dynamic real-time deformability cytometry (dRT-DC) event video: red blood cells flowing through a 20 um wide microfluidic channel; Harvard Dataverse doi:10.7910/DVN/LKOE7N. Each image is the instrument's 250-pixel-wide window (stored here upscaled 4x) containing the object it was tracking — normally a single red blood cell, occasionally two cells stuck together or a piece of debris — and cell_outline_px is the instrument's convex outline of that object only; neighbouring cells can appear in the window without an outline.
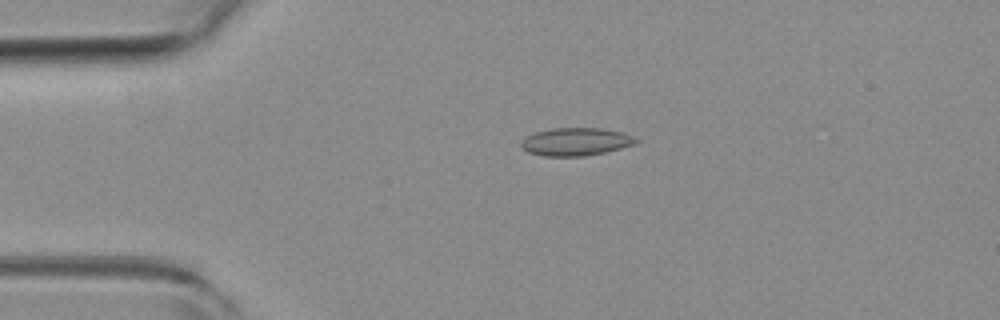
{"species": "common noctule bat (a hibernating species)", "species_latin": "Nyctalus noctula", "temperature_condition": "room temperature", "stored_images_in_passage": 5, "camera_frame_rate_fps": 3000, "um_per_image_px": 0.085, "animal": {"sex": "female", "body_mass_g": 19.3, "forearm_length_mm": 54.1}, "frame": {"image": 1, "passage_image": 4, "time_ms": 1.0, "image_size_px": [1000, 320], "cell_outline_px": [[640, 140], [636, 144], [604, 152], [584, 156], [544, 156], [528, 152], [520, 144], [520, 140], [524, 136], [536, 132], [552, 128], [604, 128], [620, 132], [632, 136]], "centroid_in_image_um": [48.92, 12.04], "position_along_channel_um": 36.1, "area_um2": 18.67}}